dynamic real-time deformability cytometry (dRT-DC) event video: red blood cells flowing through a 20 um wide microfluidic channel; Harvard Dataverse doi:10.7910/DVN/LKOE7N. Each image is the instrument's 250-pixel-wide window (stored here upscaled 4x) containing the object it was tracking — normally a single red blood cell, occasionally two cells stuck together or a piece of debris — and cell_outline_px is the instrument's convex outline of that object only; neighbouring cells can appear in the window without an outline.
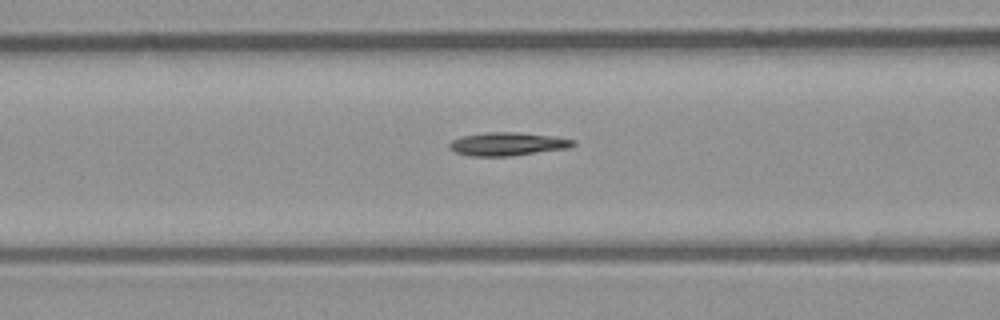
{"species": "common noctule bat (a hibernating species)", "species_latin": "Nyctalus noctula", "temperature_condition": "room temperature", "stored_images_in_passage": 30, "camera_frame_rate_fps": 3000, "um_per_image_px": 0.085, "animal": {"sex": "male", "body_mass_g": 23.1, "forearm_length_mm": 52.7}, "frame": {"image": 1, "passage_image": 10, "time_ms": 3.0, "image_size_px": [1000, 320], "cell_outline_px": [[576, 144], [568, 148], [512, 156], [468, 156], [456, 152], [448, 148], [448, 144], [452, 140], [460, 136], [488, 132], [516, 132], [552, 136], [576, 140]], "centroid_in_image_um": [43.11, 12.24], "position_along_channel_um": 123.5, "area_um2": 16.88}}
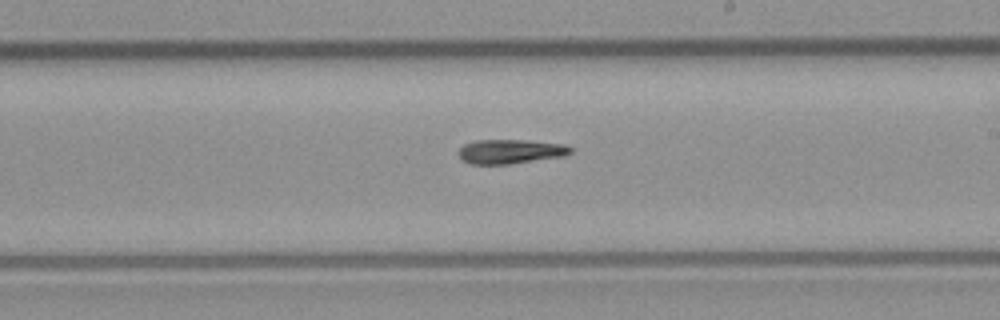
{"frame": {"image": 2, "passage_image": 19, "time_ms": 6.0, "image_size_px": [1000, 320], "cell_outline_px": [[572, 152], [564, 156], [508, 164], [468, 164], [460, 156], [460, 148], [464, 144], [476, 140], [524, 140], [564, 144], [572, 148]], "centroid_in_image_um": [43.4, 12.87], "position_along_channel_um": 245.6, "area_um2": 15.72}}
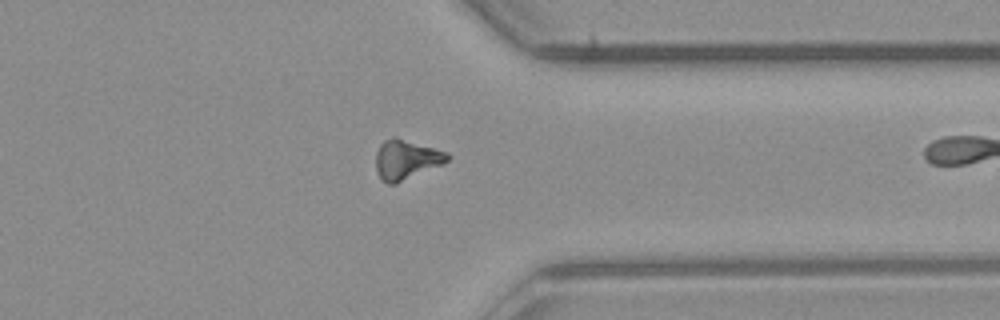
{"frame": {"image": 3, "passage_image": 29, "time_ms": 9.333, "image_size_px": [1000, 320], "cell_outline_px": [[452, 156], [448, 160], [440, 164], [396, 184], [388, 184], [380, 180], [376, 172], [376, 152], [380, 144], [384, 140], [392, 136], [396, 136], [448, 152]], "centroid_in_image_um": [34.49, 13.55], "position_along_channel_um": 376.9, "area_um2": 16.65}}